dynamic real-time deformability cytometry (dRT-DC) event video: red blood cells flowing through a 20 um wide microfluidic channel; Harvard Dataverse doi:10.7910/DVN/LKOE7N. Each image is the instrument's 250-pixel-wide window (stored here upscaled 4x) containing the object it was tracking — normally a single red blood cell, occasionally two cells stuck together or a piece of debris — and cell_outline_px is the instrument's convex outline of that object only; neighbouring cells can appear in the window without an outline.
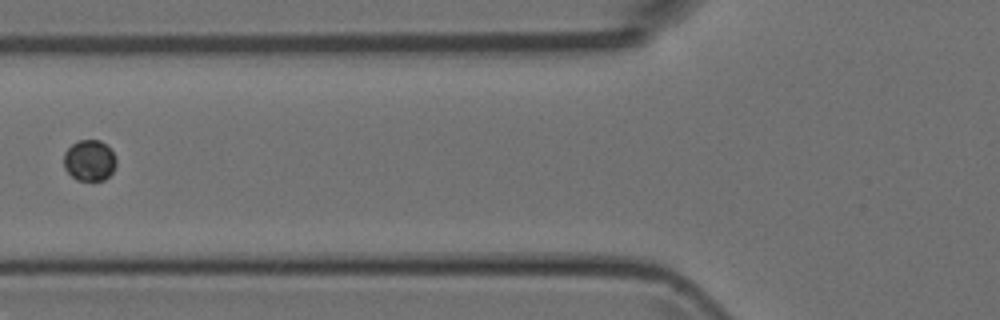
{"species": "Egyptian fruit bat (a non-hibernating species)", "species_latin": "Rousettus aegyptiacus", "temperature_condition": "room temperature", "stored_images_in_passage": 8, "camera_frame_rate_fps": 3000, "um_per_image_px": 0.085, "animal": {"sex": "female"}, "frame": {"image": 1, "passage_image": 6, "time_ms": 5.667, "image_size_px": [1000, 320], "cell_outline_px": [[116, 164], [112, 172], [104, 180], [76, 180], [64, 168], [64, 152], [72, 144], [80, 140], [100, 140], [116, 156]], "centroid_in_image_um": [7.59, 13.64], "position_along_channel_um": 118.2, "area_um2": 12.43}}
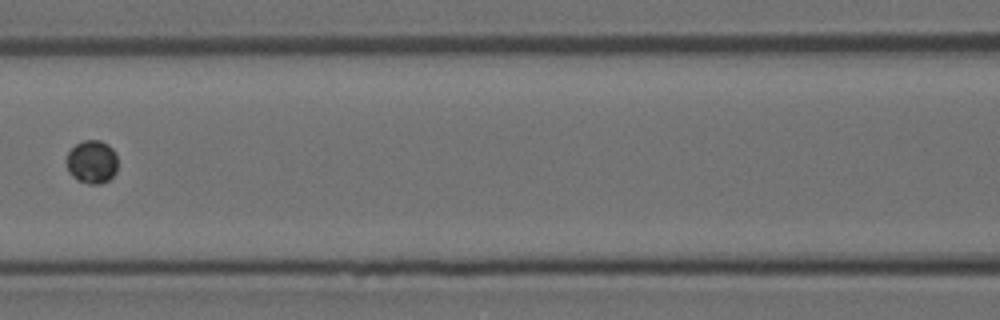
{"frame": {"image": 2, "passage_image": 7, "time_ms": 6.667, "image_size_px": [1000, 320], "cell_outline_px": [[116, 172], [108, 180], [100, 184], [88, 184], [72, 176], [68, 172], [68, 152], [76, 144], [84, 140], [100, 140], [108, 144], [116, 152]], "centroid_in_image_um": [7.83, 13.75], "position_along_channel_um": 158.8, "area_um2": 12.77}}
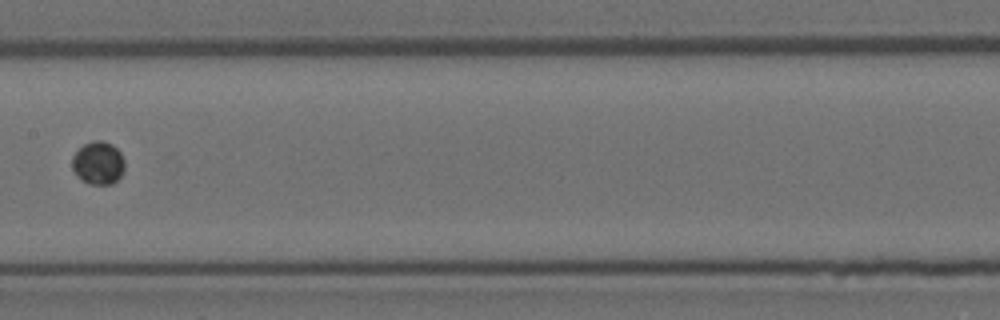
{"frame": {"image": 3, "passage_image": 8, "time_ms": 7.667, "image_size_px": [1000, 320], "cell_outline_px": [[124, 168], [120, 176], [112, 184], [88, 184], [80, 180], [76, 176], [72, 168], [72, 156], [84, 144], [96, 140], [100, 140], [112, 144], [120, 152], [124, 160]], "centroid_in_image_um": [8.33, 13.87], "position_along_channel_um": 199.1, "area_um2": 13.18}}